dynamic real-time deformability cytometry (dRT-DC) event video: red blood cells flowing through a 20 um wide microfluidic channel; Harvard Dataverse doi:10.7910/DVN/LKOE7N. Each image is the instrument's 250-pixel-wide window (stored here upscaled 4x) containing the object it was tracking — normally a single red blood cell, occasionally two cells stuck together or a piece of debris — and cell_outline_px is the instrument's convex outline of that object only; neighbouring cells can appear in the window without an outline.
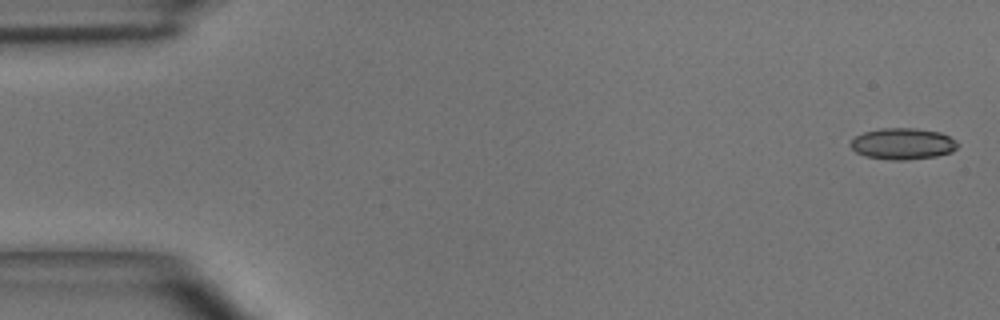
{"species": "common noctule bat (a hibernating species)", "species_latin": "Nyctalus noctula", "temperature_condition": "room temperature", "stored_images_in_passage": 5, "camera_frame_rate_fps": 3000, "um_per_image_px": 0.085, "animal": {"sex": "male", "body_mass_g": 15.6}, "frame": {"image": 1, "passage_image": 1, "time_ms": 0.0, "image_size_px": [1000, 320], "cell_outline_px": [[960, 144], [952, 152], [936, 156], [904, 160], [892, 160], [868, 156], [856, 152], [848, 144], [856, 136], [864, 132], [880, 128], [916, 128], [940, 132], [956, 140]], "centroid_in_image_um": [76.75, 12.21], "position_along_channel_um": 8.2, "area_um2": 19.54}}
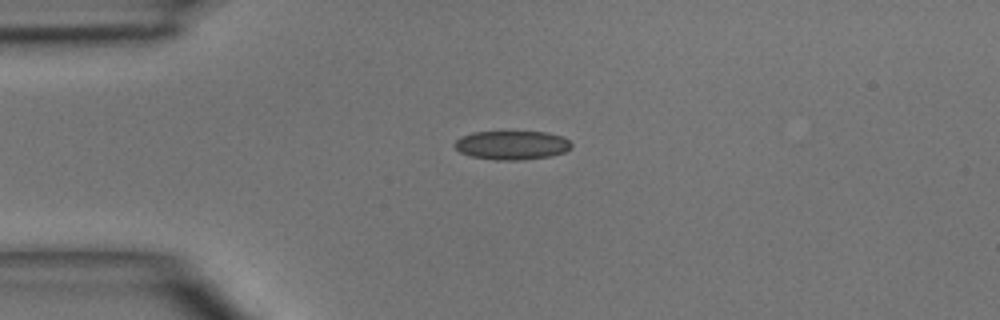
{"frame": {"image": 2, "passage_image": 4, "time_ms": 3.333, "image_size_px": [1000, 320], "cell_outline_px": [[572, 148], [564, 152], [552, 156], [520, 160], [496, 160], [472, 156], [460, 152], [452, 144], [460, 136], [472, 132], [544, 132], [564, 136], [572, 144]], "centroid_in_image_um": [43.52, 12.34], "position_along_channel_um": 41.5, "area_um2": 19.77}}
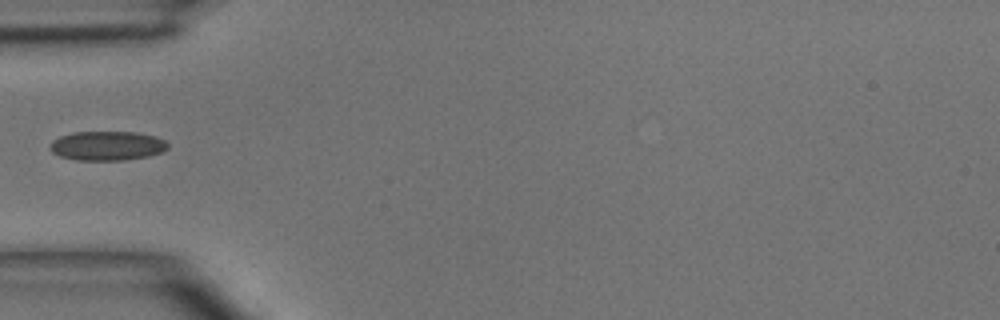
{"frame": {"image": 3, "passage_image": 5, "time_ms": 4.667, "image_size_px": [1000, 320], "cell_outline_px": [[168, 148], [160, 152], [148, 156], [124, 160], [76, 160], [60, 156], [52, 152], [52, 140], [60, 136], [72, 132], [136, 132], [156, 136], [164, 140], [168, 144]], "centroid_in_image_um": [9.12, 12.38], "position_along_channel_um": 75.9, "area_um2": 20.0}}